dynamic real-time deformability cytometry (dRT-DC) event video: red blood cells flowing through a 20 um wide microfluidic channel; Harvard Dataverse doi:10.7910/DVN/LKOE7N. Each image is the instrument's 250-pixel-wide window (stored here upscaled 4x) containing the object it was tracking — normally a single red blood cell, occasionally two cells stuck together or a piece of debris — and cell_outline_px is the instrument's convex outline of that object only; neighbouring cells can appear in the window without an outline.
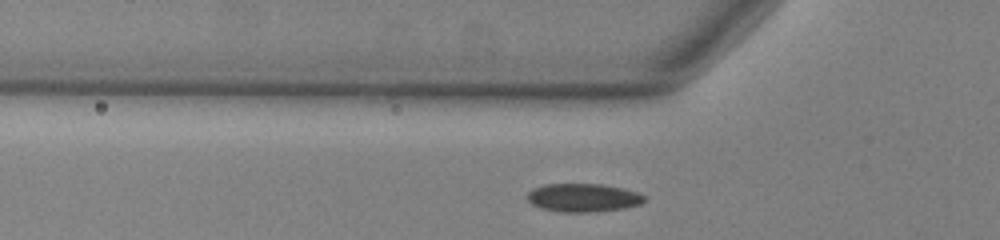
{"species": "common noctule bat (a hibernating species)", "species_latin": "Nyctalus noctula", "temperature_condition": "warm", "stored_images_in_passage": 29, "camera_frame_rate_fps": 3000, "um_per_image_px": 0.085, "animal": {"sex": "male", "body_mass_g": 13.0, "forearm_length_mm": 53.1}, "frame": {"image": 1, "passage_image": 2, "time_ms": 0.333, "image_size_px": [1000, 240], "cell_outline_px": [[648, 196], [640, 204], [624, 208], [588, 212], [560, 212], [540, 208], [532, 204], [528, 200], [528, 192], [532, 188], [544, 184], [604, 184], [640, 192]], "centroid_in_image_um": [49.58, 16.79], "position_along_channel_um": 76.2, "area_um2": 19.48}}
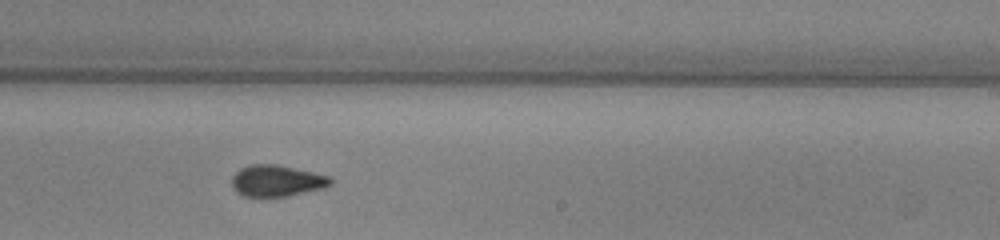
{"frame": {"image": 2, "passage_image": 17, "time_ms": 5.333, "image_size_px": [1000, 240], "cell_outline_px": [[332, 184], [324, 188], [288, 196], [244, 196], [236, 192], [232, 188], [232, 176], [240, 168], [248, 164], [276, 164], [312, 172], [328, 176], [332, 180]], "centroid_in_image_um": [23.49, 15.36], "position_along_channel_um": 265.5, "area_um2": 18.03}}
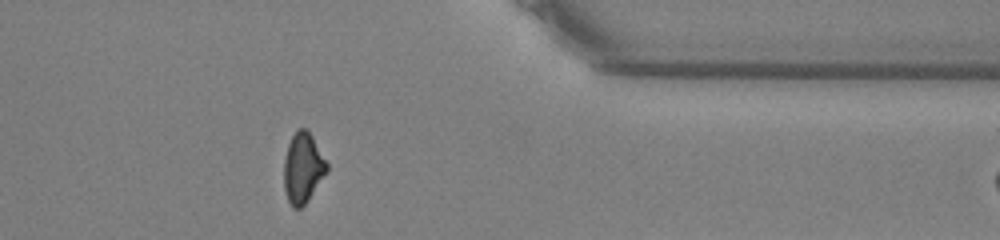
{"frame": {"image": 3, "passage_image": 28, "time_ms": 9.0, "image_size_px": [1000, 240], "cell_outline_px": [[328, 168], [308, 200], [300, 208], [292, 208], [288, 200], [284, 188], [284, 160], [288, 144], [292, 136], [300, 128], [304, 128], [312, 136], [328, 164]], "centroid_in_image_um": [25.73, 14.28], "position_along_channel_um": 385.7, "area_um2": 17.17}}